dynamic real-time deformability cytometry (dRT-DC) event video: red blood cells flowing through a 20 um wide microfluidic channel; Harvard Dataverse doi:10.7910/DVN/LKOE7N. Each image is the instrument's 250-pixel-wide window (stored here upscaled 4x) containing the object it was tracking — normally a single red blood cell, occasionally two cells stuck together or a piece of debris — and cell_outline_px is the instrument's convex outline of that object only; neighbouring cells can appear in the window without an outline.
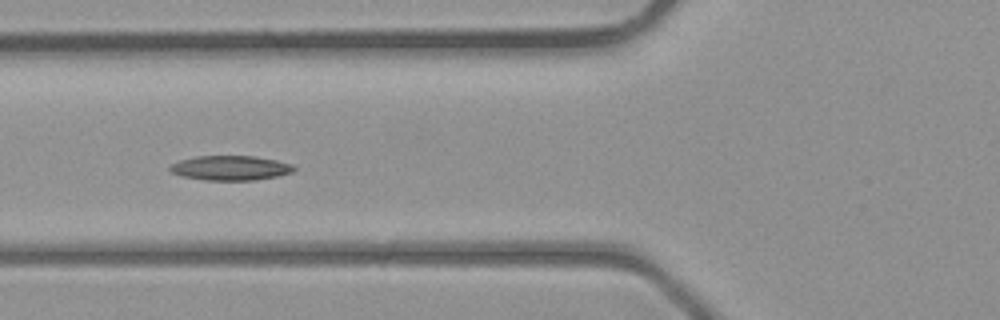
{"species": "common noctule bat (a hibernating species)", "species_latin": "Nyctalus noctula", "temperature_condition": "room temperature", "stored_images_in_passage": 5, "camera_frame_rate_fps": 3000, "um_per_image_px": 0.085, "animal": {"sex": "male", "body_mass_g": 23.1, "forearm_length_mm": 52.7}, "frame": {"image": 1, "passage_image": 5, "time_ms": 4.667, "image_size_px": [1000, 320], "cell_outline_px": [[296, 168], [292, 172], [276, 176], [252, 180], [204, 180], [184, 176], [172, 172], [168, 168], [172, 164], [180, 160], [196, 156], [256, 156], [276, 160], [292, 164]], "centroid_in_image_um": [19.6, 14.27], "position_along_channel_um": 106.2, "area_um2": 17.63}}